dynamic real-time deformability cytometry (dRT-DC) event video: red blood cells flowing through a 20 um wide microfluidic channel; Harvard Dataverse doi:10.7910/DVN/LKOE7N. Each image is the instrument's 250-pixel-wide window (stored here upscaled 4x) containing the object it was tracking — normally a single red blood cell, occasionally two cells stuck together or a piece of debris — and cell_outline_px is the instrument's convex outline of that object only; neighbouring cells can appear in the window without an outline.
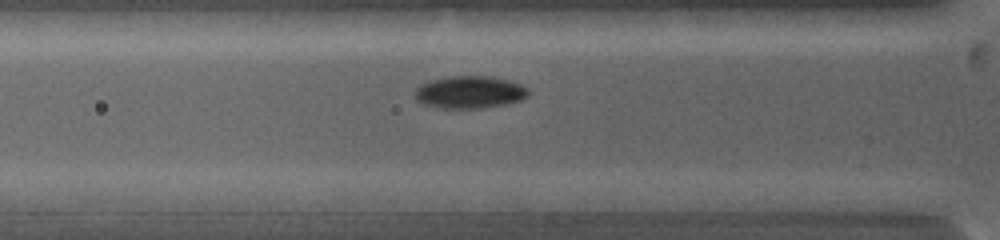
{"species": "common noctule bat (a hibernating species)", "species_latin": "Nyctalus noctula", "temperature_condition": "warm", "stored_images_in_passage": 22, "camera_frame_rate_fps": 5000, "um_per_image_px": 0.085, "animal": {"sex": "female", "body_mass_g": 19.0, "forearm_length_mm": 53.3}, "frame": {"image": 1, "passage_image": 6, "time_ms": 3.0, "image_size_px": [1000, 240], "cell_outline_px": [[528, 96], [520, 100], [504, 104], [480, 108], [436, 108], [424, 104], [416, 100], [416, 88], [420, 84], [432, 80], [448, 76], [488, 76], [508, 80], [520, 84], [528, 88]], "centroid_in_image_um": [39.9, 7.83], "position_along_channel_um": 85.9, "area_um2": 21.33}}
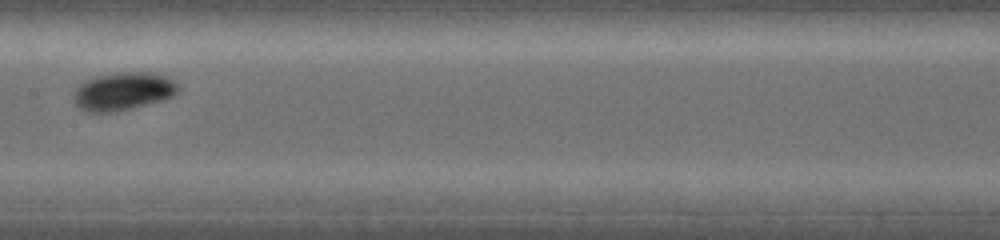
{"frame": {"image": 2, "passage_image": 11, "time_ms": 5.8, "image_size_px": [1000, 240], "cell_outline_px": [[180, 88], [172, 96], [164, 100], [132, 108], [112, 112], [88, 112], [80, 108], [76, 104], [72, 96], [76, 88], [80, 84], [88, 80], [100, 76], [116, 72], [148, 72], [164, 76], [180, 84]], "centroid_in_image_um": [10.48, 7.77], "position_along_channel_um": 196.9, "area_um2": 23.0}}
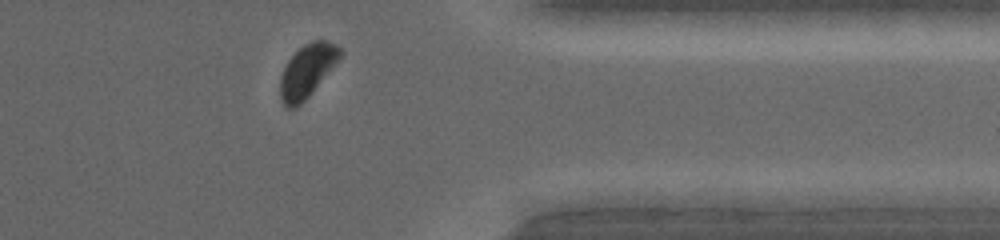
{"frame": {"image": 3, "passage_image": 21, "time_ms": 10.8, "image_size_px": [1000, 240], "cell_outline_px": [[344, 52], [308, 96], [296, 108], [284, 108], [280, 100], [280, 76], [288, 60], [304, 44], [312, 40], [324, 40], [336, 44]], "centroid_in_image_um": [26.07, 6.03], "position_along_channel_um": 385.3, "area_um2": 18.21}, "authors_computed_cell_mechanics": {"area_um2": 21.3282, "velocity_mm_per_s": 3.9648, "shape_relaxation_time_tau1_ms": 1.7572, "shape_relaxation_time_tau2_ms": null, "deformation_change_tau1": 0.0949, "deformation_change_tau2": null}}